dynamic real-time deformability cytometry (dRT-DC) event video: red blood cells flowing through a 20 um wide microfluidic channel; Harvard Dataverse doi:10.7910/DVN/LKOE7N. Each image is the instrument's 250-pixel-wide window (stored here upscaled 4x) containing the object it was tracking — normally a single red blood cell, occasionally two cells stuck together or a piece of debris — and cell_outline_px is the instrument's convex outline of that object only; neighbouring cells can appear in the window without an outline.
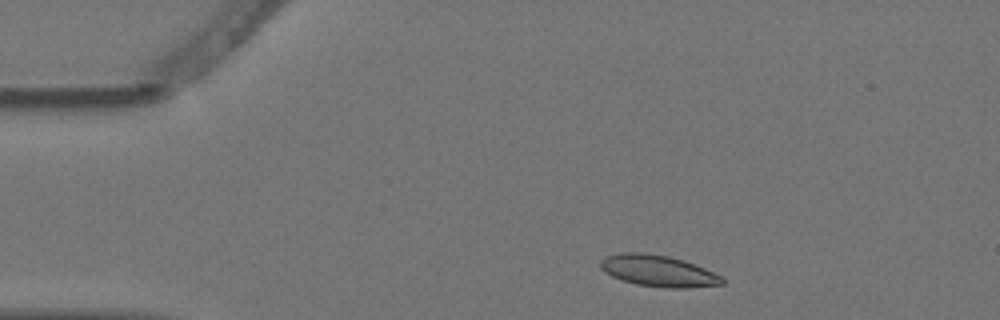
{"species": "Egyptian fruit bat (a non-hibernating species)", "species_latin": "Rousettus aegyptiacus", "temperature_condition": "warm", "stored_images_in_passage": 4, "camera_frame_rate_fps": 3000, "um_per_image_px": 0.085, "animal": {"sex": "female"}, "frame": {"image": 1, "passage_image": 1, "time_ms": 0.0, "image_size_px": [1000, 320], "cell_outline_px": [[724, 284], [688, 288], [664, 288], [636, 284], [612, 276], [604, 272], [600, 268], [600, 260], [608, 256], [620, 252], [644, 252], [668, 256], [684, 260], [724, 276]], "centroid_in_image_um": [55.97, 23.02], "position_along_channel_um": 29.0, "area_um2": 22.43}}
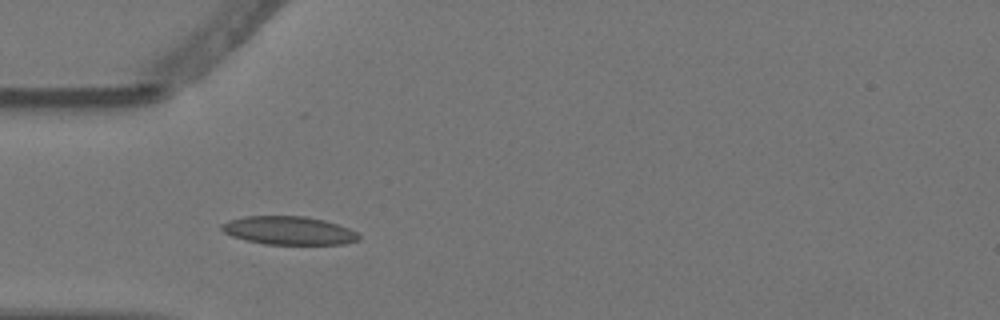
{"frame": {"image": 2, "passage_image": 3, "time_ms": 0.667, "image_size_px": [1000, 320], "cell_outline_px": [[360, 240], [344, 244], [264, 244], [244, 240], [232, 236], [224, 232], [220, 228], [220, 224], [244, 216], [304, 216], [324, 220], [348, 228], [356, 232], [360, 236]], "centroid_in_image_um": [24.54, 19.6], "position_along_channel_um": 60.5, "area_um2": 22.6}}
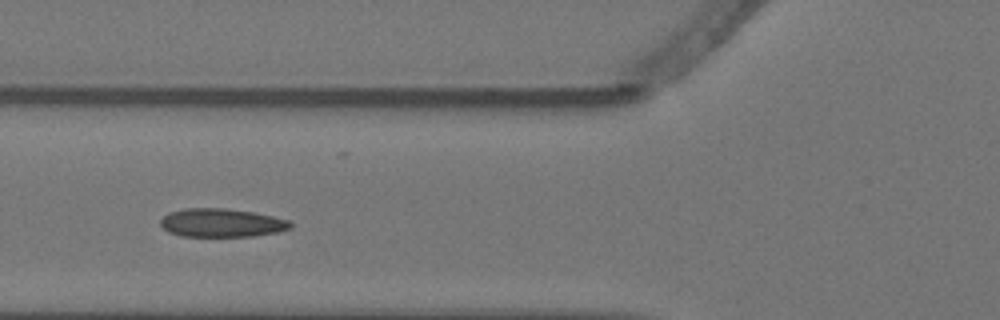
{"frame": {"image": 3, "passage_image": 4, "time_ms": 1.0, "image_size_px": [1000, 320], "cell_outline_px": [[292, 228], [280, 232], [252, 236], [180, 236], [168, 232], [160, 224], [160, 220], [168, 212], [184, 208], [224, 208], [252, 212], [272, 216], [288, 220], [292, 224]], "centroid_in_image_um": [18.82, 18.94], "position_along_channel_um": 107.0, "area_um2": 21.62}}